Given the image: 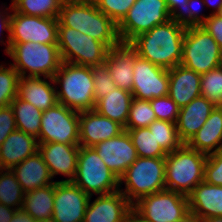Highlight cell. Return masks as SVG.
I'll use <instances>...</instances> for the list:
<instances>
[{"label": "cell", "instance_id": "obj_1", "mask_svg": "<svg viewBox=\"0 0 222 222\" xmlns=\"http://www.w3.org/2000/svg\"><path fill=\"white\" fill-rule=\"evenodd\" d=\"M187 27L173 20L141 33L128 44L136 54L161 68L170 70L180 65L182 43Z\"/></svg>", "mask_w": 222, "mask_h": 222}, {"label": "cell", "instance_id": "obj_2", "mask_svg": "<svg viewBox=\"0 0 222 222\" xmlns=\"http://www.w3.org/2000/svg\"><path fill=\"white\" fill-rule=\"evenodd\" d=\"M58 21L64 26L79 30L87 36L104 43L109 49L118 46L117 24L97 5L64 0L60 8Z\"/></svg>", "mask_w": 222, "mask_h": 222}, {"label": "cell", "instance_id": "obj_3", "mask_svg": "<svg viewBox=\"0 0 222 222\" xmlns=\"http://www.w3.org/2000/svg\"><path fill=\"white\" fill-rule=\"evenodd\" d=\"M58 103L77 112L93 110L95 107L94 82L89 66L62 61L53 77Z\"/></svg>", "mask_w": 222, "mask_h": 222}, {"label": "cell", "instance_id": "obj_4", "mask_svg": "<svg viewBox=\"0 0 222 222\" xmlns=\"http://www.w3.org/2000/svg\"><path fill=\"white\" fill-rule=\"evenodd\" d=\"M207 154L183 144L165 157L166 190L188 196L193 189L204 181Z\"/></svg>", "mask_w": 222, "mask_h": 222}, {"label": "cell", "instance_id": "obj_5", "mask_svg": "<svg viewBox=\"0 0 222 222\" xmlns=\"http://www.w3.org/2000/svg\"><path fill=\"white\" fill-rule=\"evenodd\" d=\"M6 54L13 59L14 62L10 64L18 71L19 77L43 75L46 78H53L62 62L58 44L10 43V49Z\"/></svg>", "mask_w": 222, "mask_h": 222}, {"label": "cell", "instance_id": "obj_6", "mask_svg": "<svg viewBox=\"0 0 222 222\" xmlns=\"http://www.w3.org/2000/svg\"><path fill=\"white\" fill-rule=\"evenodd\" d=\"M119 188L132 205L143 196L166 190L165 157H138L119 178Z\"/></svg>", "mask_w": 222, "mask_h": 222}, {"label": "cell", "instance_id": "obj_7", "mask_svg": "<svg viewBox=\"0 0 222 222\" xmlns=\"http://www.w3.org/2000/svg\"><path fill=\"white\" fill-rule=\"evenodd\" d=\"M90 197L119 191V178L107 167L93 147L79 148L77 171L72 181Z\"/></svg>", "mask_w": 222, "mask_h": 222}, {"label": "cell", "instance_id": "obj_8", "mask_svg": "<svg viewBox=\"0 0 222 222\" xmlns=\"http://www.w3.org/2000/svg\"><path fill=\"white\" fill-rule=\"evenodd\" d=\"M180 65L198 74L222 65V49L202 26L187 27L182 43Z\"/></svg>", "mask_w": 222, "mask_h": 222}, {"label": "cell", "instance_id": "obj_9", "mask_svg": "<svg viewBox=\"0 0 222 222\" xmlns=\"http://www.w3.org/2000/svg\"><path fill=\"white\" fill-rule=\"evenodd\" d=\"M58 48L62 61L82 65L95 66L104 63L109 48L92 36L79 30L58 25Z\"/></svg>", "mask_w": 222, "mask_h": 222}, {"label": "cell", "instance_id": "obj_10", "mask_svg": "<svg viewBox=\"0 0 222 222\" xmlns=\"http://www.w3.org/2000/svg\"><path fill=\"white\" fill-rule=\"evenodd\" d=\"M171 19L165 0H136L117 25L121 43H129L141 33Z\"/></svg>", "mask_w": 222, "mask_h": 222}, {"label": "cell", "instance_id": "obj_11", "mask_svg": "<svg viewBox=\"0 0 222 222\" xmlns=\"http://www.w3.org/2000/svg\"><path fill=\"white\" fill-rule=\"evenodd\" d=\"M10 20L5 52L10 49V43H44L58 44V17L28 16L13 10Z\"/></svg>", "mask_w": 222, "mask_h": 222}, {"label": "cell", "instance_id": "obj_12", "mask_svg": "<svg viewBox=\"0 0 222 222\" xmlns=\"http://www.w3.org/2000/svg\"><path fill=\"white\" fill-rule=\"evenodd\" d=\"M133 207L147 222H176L189 212L188 196L170 190L143 196Z\"/></svg>", "mask_w": 222, "mask_h": 222}, {"label": "cell", "instance_id": "obj_13", "mask_svg": "<svg viewBox=\"0 0 222 222\" xmlns=\"http://www.w3.org/2000/svg\"><path fill=\"white\" fill-rule=\"evenodd\" d=\"M37 141L79 144V112L60 103L43 111Z\"/></svg>", "mask_w": 222, "mask_h": 222}, {"label": "cell", "instance_id": "obj_14", "mask_svg": "<svg viewBox=\"0 0 222 222\" xmlns=\"http://www.w3.org/2000/svg\"><path fill=\"white\" fill-rule=\"evenodd\" d=\"M132 95L136 99L151 100L169 93V70L156 66L134 51Z\"/></svg>", "mask_w": 222, "mask_h": 222}, {"label": "cell", "instance_id": "obj_15", "mask_svg": "<svg viewBox=\"0 0 222 222\" xmlns=\"http://www.w3.org/2000/svg\"><path fill=\"white\" fill-rule=\"evenodd\" d=\"M90 196L73 182L54 183L55 222H83Z\"/></svg>", "mask_w": 222, "mask_h": 222}, {"label": "cell", "instance_id": "obj_16", "mask_svg": "<svg viewBox=\"0 0 222 222\" xmlns=\"http://www.w3.org/2000/svg\"><path fill=\"white\" fill-rule=\"evenodd\" d=\"M93 148L118 178L138 158L136 148L126 130L114 138L97 143Z\"/></svg>", "mask_w": 222, "mask_h": 222}, {"label": "cell", "instance_id": "obj_17", "mask_svg": "<svg viewBox=\"0 0 222 222\" xmlns=\"http://www.w3.org/2000/svg\"><path fill=\"white\" fill-rule=\"evenodd\" d=\"M125 131L117 121L100 115L94 109L79 112V146L93 147Z\"/></svg>", "mask_w": 222, "mask_h": 222}, {"label": "cell", "instance_id": "obj_18", "mask_svg": "<svg viewBox=\"0 0 222 222\" xmlns=\"http://www.w3.org/2000/svg\"><path fill=\"white\" fill-rule=\"evenodd\" d=\"M79 148V144L38 143V151L52 178L58 174L69 178L62 180V182H72L75 179Z\"/></svg>", "mask_w": 222, "mask_h": 222}, {"label": "cell", "instance_id": "obj_19", "mask_svg": "<svg viewBox=\"0 0 222 222\" xmlns=\"http://www.w3.org/2000/svg\"><path fill=\"white\" fill-rule=\"evenodd\" d=\"M89 199L83 222H121L133 205L120 191Z\"/></svg>", "mask_w": 222, "mask_h": 222}, {"label": "cell", "instance_id": "obj_20", "mask_svg": "<svg viewBox=\"0 0 222 222\" xmlns=\"http://www.w3.org/2000/svg\"><path fill=\"white\" fill-rule=\"evenodd\" d=\"M215 107L207 98L200 95L180 108L176 127L184 144L200 130Z\"/></svg>", "mask_w": 222, "mask_h": 222}, {"label": "cell", "instance_id": "obj_21", "mask_svg": "<svg viewBox=\"0 0 222 222\" xmlns=\"http://www.w3.org/2000/svg\"><path fill=\"white\" fill-rule=\"evenodd\" d=\"M52 83L54 84L53 78L20 77L17 82V97L33 104L42 112L46 111L58 103L56 84L54 87Z\"/></svg>", "mask_w": 222, "mask_h": 222}, {"label": "cell", "instance_id": "obj_22", "mask_svg": "<svg viewBox=\"0 0 222 222\" xmlns=\"http://www.w3.org/2000/svg\"><path fill=\"white\" fill-rule=\"evenodd\" d=\"M201 74L182 65L169 70L168 96L181 108L201 95Z\"/></svg>", "mask_w": 222, "mask_h": 222}, {"label": "cell", "instance_id": "obj_23", "mask_svg": "<svg viewBox=\"0 0 222 222\" xmlns=\"http://www.w3.org/2000/svg\"><path fill=\"white\" fill-rule=\"evenodd\" d=\"M117 88L132 92L134 49L128 43L110 48L104 61Z\"/></svg>", "mask_w": 222, "mask_h": 222}, {"label": "cell", "instance_id": "obj_24", "mask_svg": "<svg viewBox=\"0 0 222 222\" xmlns=\"http://www.w3.org/2000/svg\"><path fill=\"white\" fill-rule=\"evenodd\" d=\"M38 151L35 137L16 129L0 146V168L12 169Z\"/></svg>", "mask_w": 222, "mask_h": 222}, {"label": "cell", "instance_id": "obj_25", "mask_svg": "<svg viewBox=\"0 0 222 222\" xmlns=\"http://www.w3.org/2000/svg\"><path fill=\"white\" fill-rule=\"evenodd\" d=\"M189 211L201 219L222 217V186L200 182L188 195Z\"/></svg>", "mask_w": 222, "mask_h": 222}, {"label": "cell", "instance_id": "obj_26", "mask_svg": "<svg viewBox=\"0 0 222 222\" xmlns=\"http://www.w3.org/2000/svg\"><path fill=\"white\" fill-rule=\"evenodd\" d=\"M24 192L55 183L42 155L37 151L12 168Z\"/></svg>", "mask_w": 222, "mask_h": 222}, {"label": "cell", "instance_id": "obj_27", "mask_svg": "<svg viewBox=\"0 0 222 222\" xmlns=\"http://www.w3.org/2000/svg\"><path fill=\"white\" fill-rule=\"evenodd\" d=\"M187 145L207 155L222 148V107L214 108L204 125Z\"/></svg>", "mask_w": 222, "mask_h": 222}, {"label": "cell", "instance_id": "obj_28", "mask_svg": "<svg viewBox=\"0 0 222 222\" xmlns=\"http://www.w3.org/2000/svg\"><path fill=\"white\" fill-rule=\"evenodd\" d=\"M132 100V92L116 87L95 103L94 110L125 127Z\"/></svg>", "mask_w": 222, "mask_h": 222}, {"label": "cell", "instance_id": "obj_29", "mask_svg": "<svg viewBox=\"0 0 222 222\" xmlns=\"http://www.w3.org/2000/svg\"><path fill=\"white\" fill-rule=\"evenodd\" d=\"M22 208L35 220L53 217L54 183L25 192Z\"/></svg>", "mask_w": 222, "mask_h": 222}, {"label": "cell", "instance_id": "obj_30", "mask_svg": "<svg viewBox=\"0 0 222 222\" xmlns=\"http://www.w3.org/2000/svg\"><path fill=\"white\" fill-rule=\"evenodd\" d=\"M18 130L38 139L43 112L33 104L16 97L10 104Z\"/></svg>", "mask_w": 222, "mask_h": 222}, {"label": "cell", "instance_id": "obj_31", "mask_svg": "<svg viewBox=\"0 0 222 222\" xmlns=\"http://www.w3.org/2000/svg\"><path fill=\"white\" fill-rule=\"evenodd\" d=\"M24 193L12 169L0 168V203L16 210L21 209Z\"/></svg>", "mask_w": 222, "mask_h": 222}, {"label": "cell", "instance_id": "obj_32", "mask_svg": "<svg viewBox=\"0 0 222 222\" xmlns=\"http://www.w3.org/2000/svg\"><path fill=\"white\" fill-rule=\"evenodd\" d=\"M64 0H12L14 12L28 16L58 17Z\"/></svg>", "mask_w": 222, "mask_h": 222}, {"label": "cell", "instance_id": "obj_33", "mask_svg": "<svg viewBox=\"0 0 222 222\" xmlns=\"http://www.w3.org/2000/svg\"><path fill=\"white\" fill-rule=\"evenodd\" d=\"M128 131L138 157H166L167 153L161 148L149 128L125 129Z\"/></svg>", "mask_w": 222, "mask_h": 222}, {"label": "cell", "instance_id": "obj_34", "mask_svg": "<svg viewBox=\"0 0 222 222\" xmlns=\"http://www.w3.org/2000/svg\"><path fill=\"white\" fill-rule=\"evenodd\" d=\"M148 128L167 154L172 153L184 144L179 138L176 123L156 119Z\"/></svg>", "mask_w": 222, "mask_h": 222}, {"label": "cell", "instance_id": "obj_35", "mask_svg": "<svg viewBox=\"0 0 222 222\" xmlns=\"http://www.w3.org/2000/svg\"><path fill=\"white\" fill-rule=\"evenodd\" d=\"M154 120H156V115L150 100H140L133 97L124 129L148 128Z\"/></svg>", "mask_w": 222, "mask_h": 222}, {"label": "cell", "instance_id": "obj_36", "mask_svg": "<svg viewBox=\"0 0 222 222\" xmlns=\"http://www.w3.org/2000/svg\"><path fill=\"white\" fill-rule=\"evenodd\" d=\"M201 95L216 107H222V65L201 74Z\"/></svg>", "mask_w": 222, "mask_h": 222}, {"label": "cell", "instance_id": "obj_37", "mask_svg": "<svg viewBox=\"0 0 222 222\" xmlns=\"http://www.w3.org/2000/svg\"><path fill=\"white\" fill-rule=\"evenodd\" d=\"M18 71L10 64L4 67L0 64V108L10 106L17 97V82L19 80Z\"/></svg>", "mask_w": 222, "mask_h": 222}, {"label": "cell", "instance_id": "obj_38", "mask_svg": "<svg viewBox=\"0 0 222 222\" xmlns=\"http://www.w3.org/2000/svg\"><path fill=\"white\" fill-rule=\"evenodd\" d=\"M94 82L95 103L116 88V84L108 71L106 63L91 67Z\"/></svg>", "mask_w": 222, "mask_h": 222}, {"label": "cell", "instance_id": "obj_39", "mask_svg": "<svg viewBox=\"0 0 222 222\" xmlns=\"http://www.w3.org/2000/svg\"><path fill=\"white\" fill-rule=\"evenodd\" d=\"M156 119L176 123L180 107L167 95L150 100Z\"/></svg>", "mask_w": 222, "mask_h": 222}, {"label": "cell", "instance_id": "obj_40", "mask_svg": "<svg viewBox=\"0 0 222 222\" xmlns=\"http://www.w3.org/2000/svg\"><path fill=\"white\" fill-rule=\"evenodd\" d=\"M135 2L136 0H99L96 5L118 25Z\"/></svg>", "mask_w": 222, "mask_h": 222}, {"label": "cell", "instance_id": "obj_41", "mask_svg": "<svg viewBox=\"0 0 222 222\" xmlns=\"http://www.w3.org/2000/svg\"><path fill=\"white\" fill-rule=\"evenodd\" d=\"M204 181L211 185L222 186V148L217 152L208 154Z\"/></svg>", "mask_w": 222, "mask_h": 222}, {"label": "cell", "instance_id": "obj_42", "mask_svg": "<svg viewBox=\"0 0 222 222\" xmlns=\"http://www.w3.org/2000/svg\"><path fill=\"white\" fill-rule=\"evenodd\" d=\"M202 6H206L203 0H188L186 4V27L201 26L209 18V15L200 14V7L202 8Z\"/></svg>", "mask_w": 222, "mask_h": 222}, {"label": "cell", "instance_id": "obj_43", "mask_svg": "<svg viewBox=\"0 0 222 222\" xmlns=\"http://www.w3.org/2000/svg\"><path fill=\"white\" fill-rule=\"evenodd\" d=\"M17 129L11 106L0 108V146L10 133Z\"/></svg>", "mask_w": 222, "mask_h": 222}, {"label": "cell", "instance_id": "obj_44", "mask_svg": "<svg viewBox=\"0 0 222 222\" xmlns=\"http://www.w3.org/2000/svg\"><path fill=\"white\" fill-rule=\"evenodd\" d=\"M171 20L186 27V4L188 0H165Z\"/></svg>", "mask_w": 222, "mask_h": 222}, {"label": "cell", "instance_id": "obj_45", "mask_svg": "<svg viewBox=\"0 0 222 222\" xmlns=\"http://www.w3.org/2000/svg\"><path fill=\"white\" fill-rule=\"evenodd\" d=\"M201 26L206 29L222 49V19L216 15H209V18Z\"/></svg>", "mask_w": 222, "mask_h": 222}, {"label": "cell", "instance_id": "obj_46", "mask_svg": "<svg viewBox=\"0 0 222 222\" xmlns=\"http://www.w3.org/2000/svg\"><path fill=\"white\" fill-rule=\"evenodd\" d=\"M9 9H12V7L11 6L9 8L5 7V9L2 10V12H0V34L1 33L3 34V31H5V30L8 33H10L11 13L10 12H6Z\"/></svg>", "mask_w": 222, "mask_h": 222}, {"label": "cell", "instance_id": "obj_47", "mask_svg": "<svg viewBox=\"0 0 222 222\" xmlns=\"http://www.w3.org/2000/svg\"><path fill=\"white\" fill-rule=\"evenodd\" d=\"M10 222H36L23 208L17 209Z\"/></svg>", "mask_w": 222, "mask_h": 222}, {"label": "cell", "instance_id": "obj_48", "mask_svg": "<svg viewBox=\"0 0 222 222\" xmlns=\"http://www.w3.org/2000/svg\"><path fill=\"white\" fill-rule=\"evenodd\" d=\"M16 209L0 203V222H10Z\"/></svg>", "mask_w": 222, "mask_h": 222}, {"label": "cell", "instance_id": "obj_49", "mask_svg": "<svg viewBox=\"0 0 222 222\" xmlns=\"http://www.w3.org/2000/svg\"><path fill=\"white\" fill-rule=\"evenodd\" d=\"M121 222H147L135 209L132 207L129 212L123 217Z\"/></svg>", "mask_w": 222, "mask_h": 222}, {"label": "cell", "instance_id": "obj_50", "mask_svg": "<svg viewBox=\"0 0 222 222\" xmlns=\"http://www.w3.org/2000/svg\"><path fill=\"white\" fill-rule=\"evenodd\" d=\"M176 222H202V219L196 214L189 211Z\"/></svg>", "mask_w": 222, "mask_h": 222}, {"label": "cell", "instance_id": "obj_51", "mask_svg": "<svg viewBox=\"0 0 222 222\" xmlns=\"http://www.w3.org/2000/svg\"><path fill=\"white\" fill-rule=\"evenodd\" d=\"M205 5L208 7H212L215 11H212L210 15H215L220 6L222 5V0H203ZM215 1V2H214Z\"/></svg>", "mask_w": 222, "mask_h": 222}, {"label": "cell", "instance_id": "obj_52", "mask_svg": "<svg viewBox=\"0 0 222 222\" xmlns=\"http://www.w3.org/2000/svg\"><path fill=\"white\" fill-rule=\"evenodd\" d=\"M202 222H222V217L216 216V217L204 218L202 219Z\"/></svg>", "mask_w": 222, "mask_h": 222}, {"label": "cell", "instance_id": "obj_53", "mask_svg": "<svg viewBox=\"0 0 222 222\" xmlns=\"http://www.w3.org/2000/svg\"><path fill=\"white\" fill-rule=\"evenodd\" d=\"M74 1L80 3L94 4V5H96L99 2V0H74Z\"/></svg>", "mask_w": 222, "mask_h": 222}, {"label": "cell", "instance_id": "obj_54", "mask_svg": "<svg viewBox=\"0 0 222 222\" xmlns=\"http://www.w3.org/2000/svg\"><path fill=\"white\" fill-rule=\"evenodd\" d=\"M36 222H55V220L53 217H50V218H45L42 220H36Z\"/></svg>", "mask_w": 222, "mask_h": 222}, {"label": "cell", "instance_id": "obj_55", "mask_svg": "<svg viewBox=\"0 0 222 222\" xmlns=\"http://www.w3.org/2000/svg\"><path fill=\"white\" fill-rule=\"evenodd\" d=\"M218 18L222 19V5L220 6L218 12L215 14Z\"/></svg>", "mask_w": 222, "mask_h": 222}]
</instances>
